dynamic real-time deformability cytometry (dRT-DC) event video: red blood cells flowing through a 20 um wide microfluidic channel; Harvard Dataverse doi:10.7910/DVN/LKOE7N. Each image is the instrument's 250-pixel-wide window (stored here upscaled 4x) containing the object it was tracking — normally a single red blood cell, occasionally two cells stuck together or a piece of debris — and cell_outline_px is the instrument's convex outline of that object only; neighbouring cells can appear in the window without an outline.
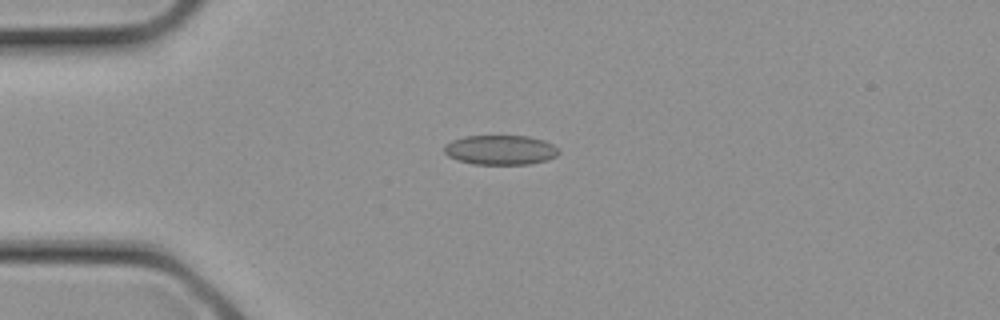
{"species": "common noctule bat (a hibernating species)", "species_latin": "Nyctalus noctula", "temperature_condition": "cold", "stored_images_in_passage": 12, "camera_frame_rate_fps": 3000, "um_per_image_px": 0.085, "animal": {"sex": "female", "body_mass_g": 21.9}, "frame": {"image": 1, "passage_image": 7, "time_ms": 2.0, "image_size_px": [1000, 320], "cell_outline_px": [[560, 152], [556, 156], [548, 160], [528, 164], [472, 164], [456, 160], [448, 156], [444, 152], [444, 144], [452, 140], [464, 136], [528, 136], [544, 140], [552, 144]], "centroid_in_image_um": [42.51, 12.74], "position_along_channel_um": 42.5, "area_um2": 19.88}}
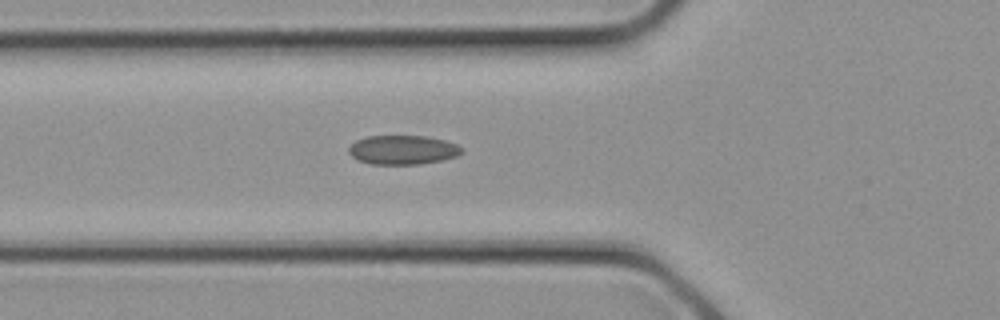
{"frame": {"image": 2, "passage_image": 10, "time_ms": 3.0, "image_size_px": [1000, 320], "cell_outline_px": [[464, 152], [456, 156], [444, 160], [420, 164], [368, 164], [356, 160], [348, 152], [348, 148], [356, 140], [368, 136], [424, 136], [444, 140], [456, 144], [464, 148]], "centroid_in_image_um": [34.24, 12.75], "position_along_channel_um": 91.6, "area_um2": 19.36}}
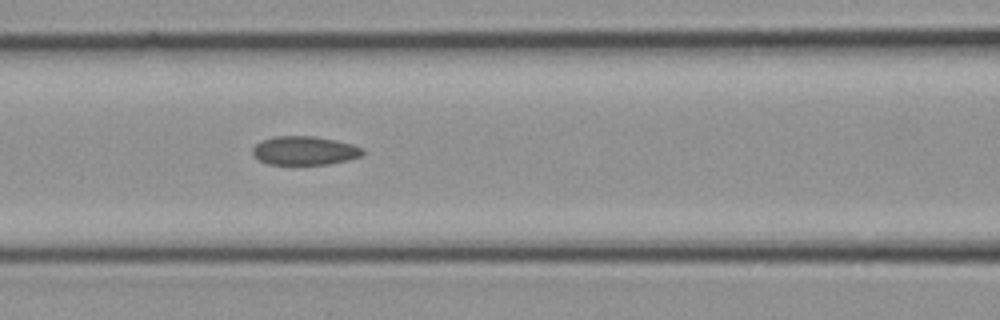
{"frame": {"image": 3, "passage_image": 12, "time_ms": 3.667, "image_size_px": [1000, 320], "cell_outline_px": [[364, 152], [360, 156], [348, 160], [328, 164], [268, 164], [260, 160], [252, 152], [252, 148], [260, 140], [276, 136], [316, 136], [336, 140], [352, 144], [364, 148]], "centroid_in_image_um": [25.9, 12.79], "position_along_channel_um": 140.7, "area_um2": 18.44}}